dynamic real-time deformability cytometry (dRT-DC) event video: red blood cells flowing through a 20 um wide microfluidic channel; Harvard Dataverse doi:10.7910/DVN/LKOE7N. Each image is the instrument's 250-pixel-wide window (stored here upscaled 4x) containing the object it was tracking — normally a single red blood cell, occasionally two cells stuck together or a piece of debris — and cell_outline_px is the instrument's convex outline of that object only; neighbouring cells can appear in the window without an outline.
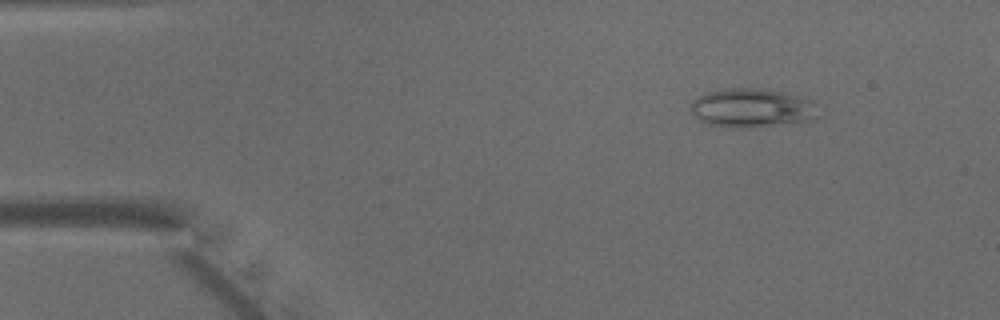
{"species": "common noctule bat (a hibernating species)", "species_latin": "Nyctalus noctula", "temperature_condition": "warm", "stored_images_in_passage": 48, "camera_frame_rate_fps": 3000, "um_per_image_px": 0.085, "animal": {"sex": "male", "body_mass_g": 15.6}, "frame": {"image": 1, "passage_image": 6, "time_ms": 1.667, "image_size_px": [1000, 320], "cell_outline_px": [[820, 116], [808, 120], [748, 128], [732, 128], [708, 124], [692, 116], [688, 108], [692, 100], [704, 92], [724, 88], [760, 88], [780, 92], [812, 100], [816, 104]], "centroid_in_image_um": [63.83, 9.17], "position_along_channel_um": 21.2, "area_um2": 29.19}}
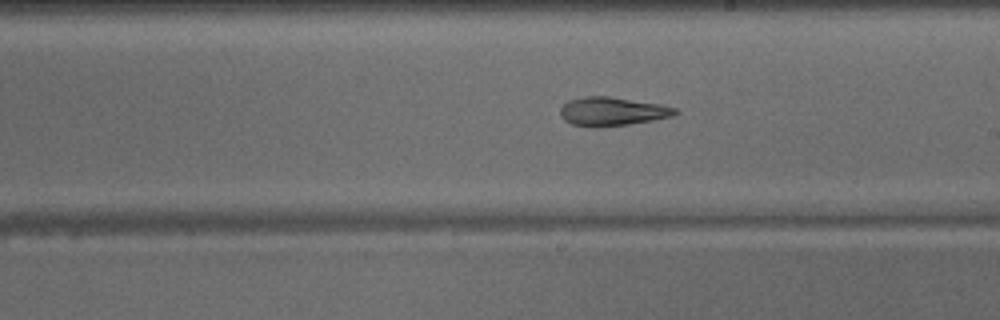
{"frame": {"image": 2, "passage_image": 27, "time_ms": 8.667, "image_size_px": [1000, 320], "cell_outline_px": [[680, 112], [672, 116], [652, 120], [604, 128], [572, 124], [564, 120], [560, 116], [560, 108], [568, 100], [584, 96], [608, 96], [660, 104], [676, 108]], "centroid_in_image_um": [52.02, 9.47], "position_along_channel_um": 237.0, "area_um2": 19.25}}
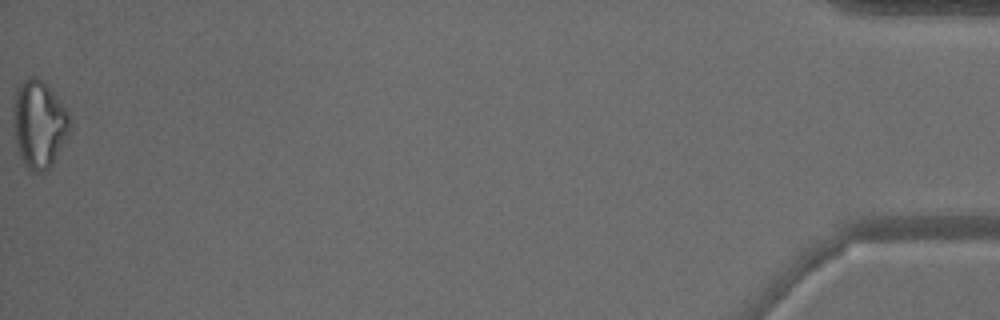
{"frame": {"image": 3, "passage_image": 48, "time_ms": 15.667, "image_size_px": [1000, 320], "cell_outline_px": [[72, 128], [52, 164], [44, 172], [28, 172], [20, 156], [12, 128], [12, 112], [16, 88], [28, 76], [36, 76], [44, 80], [68, 108], [72, 120]], "centroid_in_image_um": [3.33, 10.51], "position_along_channel_um": 431.9, "area_um2": 29.88}}